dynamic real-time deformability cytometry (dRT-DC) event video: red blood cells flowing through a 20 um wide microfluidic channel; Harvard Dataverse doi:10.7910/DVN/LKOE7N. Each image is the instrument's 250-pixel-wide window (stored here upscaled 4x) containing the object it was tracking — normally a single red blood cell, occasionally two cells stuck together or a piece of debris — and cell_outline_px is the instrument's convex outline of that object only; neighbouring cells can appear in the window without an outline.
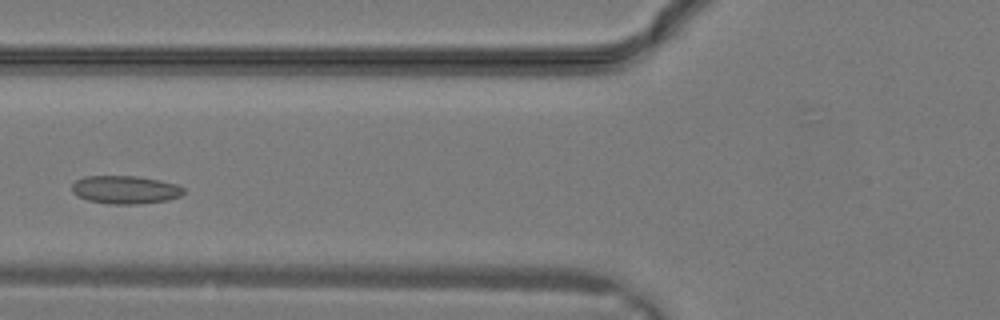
{"species": "common noctule bat (a hibernating species)", "species_latin": "Nyctalus noctula", "temperature_condition": "warm", "stored_images_in_passage": 10, "camera_frame_rate_fps": 3000, "um_per_image_px": 0.085, "animal": {"sex": "male", "body_mass_g": 19.2, "forearm_length_mm": 51.8}, "frame": {"image": 1, "passage_image": 7, "time_ms": 2.0, "image_size_px": [1000, 320], "cell_outline_px": [[184, 192], [180, 196], [168, 200], [136, 204], [112, 204], [88, 200], [76, 196], [72, 192], [72, 184], [76, 180], [84, 176], [136, 176], [160, 180], [176, 184], [184, 188]], "centroid_in_image_um": [10.63, 16.12], "position_along_channel_um": 115.2, "area_um2": 18.32}}
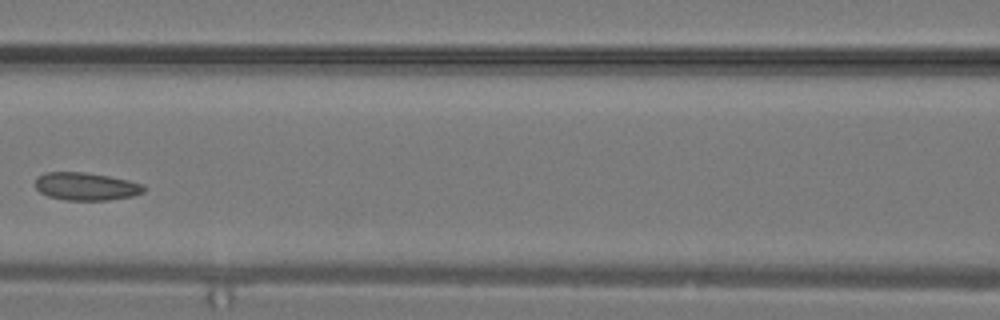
{"frame": {"image": 2, "passage_image": 9, "time_ms": 2.667, "image_size_px": [1000, 320], "cell_outline_px": [[144, 192], [132, 196], [108, 200], [64, 200], [48, 196], [40, 192], [36, 188], [36, 176], [44, 172], [84, 172], [108, 176], [128, 180], [144, 184]], "centroid_in_image_um": [7.29, 15.84], "position_along_channel_um": 159.3, "area_um2": 17.63}}